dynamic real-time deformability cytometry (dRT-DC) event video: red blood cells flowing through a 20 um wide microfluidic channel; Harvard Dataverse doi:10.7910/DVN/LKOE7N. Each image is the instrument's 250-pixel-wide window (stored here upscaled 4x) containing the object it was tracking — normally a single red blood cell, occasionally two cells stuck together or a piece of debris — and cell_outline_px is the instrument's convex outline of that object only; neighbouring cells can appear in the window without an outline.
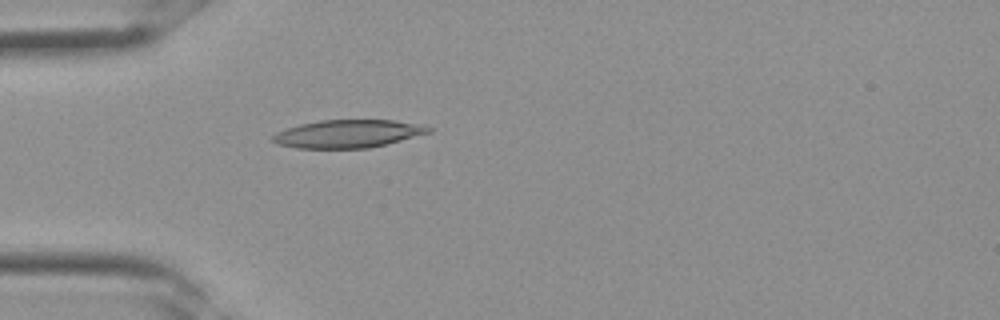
{"species": "Egyptian fruit bat (a non-hibernating species)", "species_latin": "Rousettus aegyptiacus", "temperature_condition": "room temperature", "stored_images_in_passage": 32, "camera_frame_rate_fps": 3000, "um_per_image_px": 0.085, "frame": {"image": 1, "passage_image": 8, "time_ms": 2.333, "image_size_px": [1000, 320], "cell_outline_px": [[432, 132], [388, 144], [368, 148], [296, 148], [280, 144], [272, 140], [272, 136], [276, 132], [300, 124], [320, 120], [392, 120], [432, 128]], "centroid_in_image_um": [29.56, 11.38], "position_along_channel_um": 55.4, "area_um2": 25.09}}
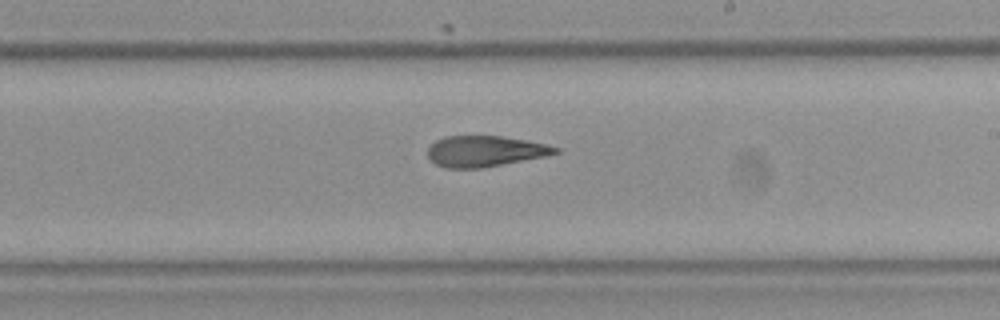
{"frame": {"image": 2, "passage_image": 18, "time_ms": 5.667, "image_size_px": [1000, 320], "cell_outline_px": [[560, 152], [544, 156], [480, 168], [444, 168], [428, 160], [428, 148], [436, 140], [444, 136], [500, 136], [528, 140], [560, 148]], "centroid_in_image_um": [41.18, 12.85], "position_along_channel_um": 247.8, "area_um2": 22.83}}
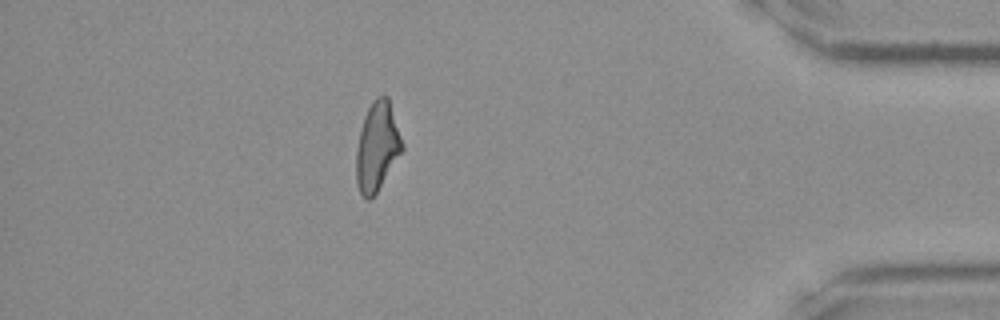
{"frame": {"image": 3, "passage_image": 28, "time_ms": 9.0, "image_size_px": [1000, 320], "cell_outline_px": [[404, 148], [376, 192], [368, 200], [360, 192], [356, 184], [356, 148], [364, 116], [372, 100], [376, 96], [388, 96], [404, 144]], "centroid_in_image_um": [32.06, 12.42], "position_along_channel_um": 403.1, "area_um2": 23.58}}